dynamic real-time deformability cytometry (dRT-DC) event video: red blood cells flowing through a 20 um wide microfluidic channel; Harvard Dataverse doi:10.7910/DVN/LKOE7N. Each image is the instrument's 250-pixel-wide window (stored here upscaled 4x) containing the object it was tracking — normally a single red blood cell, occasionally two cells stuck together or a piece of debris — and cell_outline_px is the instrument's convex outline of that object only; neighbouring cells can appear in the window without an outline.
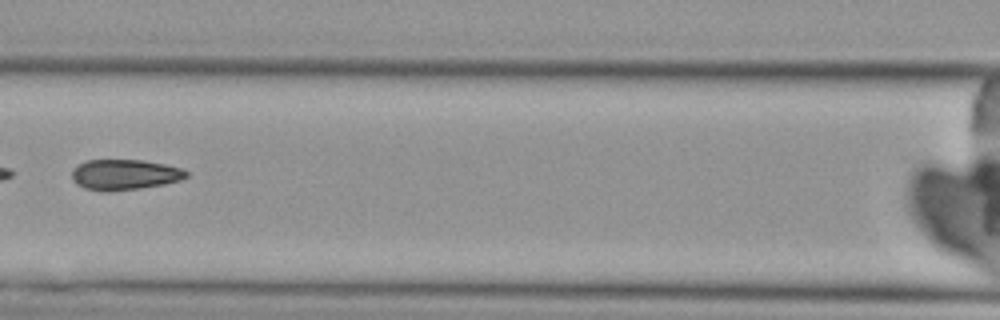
{"species": "Egyptian fruit bat (a non-hibernating species)", "species_latin": "Rousettus aegyptiacus", "temperature_condition": "cold", "stored_images_in_passage": 9, "camera_frame_rate_fps": 3000, "um_per_image_px": 0.085, "animal": {"sex": "female"}, "frame": {"image": 1, "passage_image": 6, "time_ms": 8.333, "image_size_px": [1000, 320], "cell_outline_px": [[188, 176], [180, 180], [164, 184], [140, 188], [104, 192], [84, 188], [76, 184], [72, 180], [72, 168], [76, 164], [88, 160], [144, 160], [184, 168], [188, 172]], "centroid_in_image_um": [10.57, 14.84], "position_along_channel_um": 156.0, "area_um2": 20.58}}
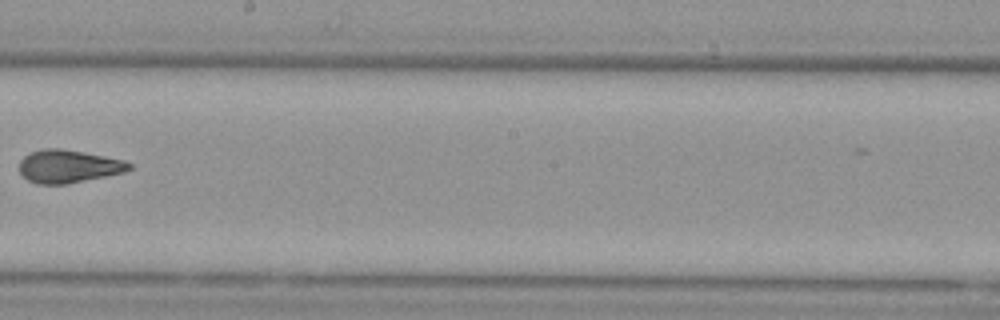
{"frame": {"image": 2, "passage_image": 8, "time_ms": 10.667, "image_size_px": [1000, 320], "cell_outline_px": [[132, 168], [124, 172], [108, 176], [68, 184], [36, 184], [28, 180], [20, 172], [20, 160], [24, 156], [32, 152], [44, 148], [60, 148], [84, 152], [124, 160], [132, 164]], "centroid_in_image_um": [5.83, 14.14], "position_along_channel_um": 242.4, "area_um2": 21.15}}
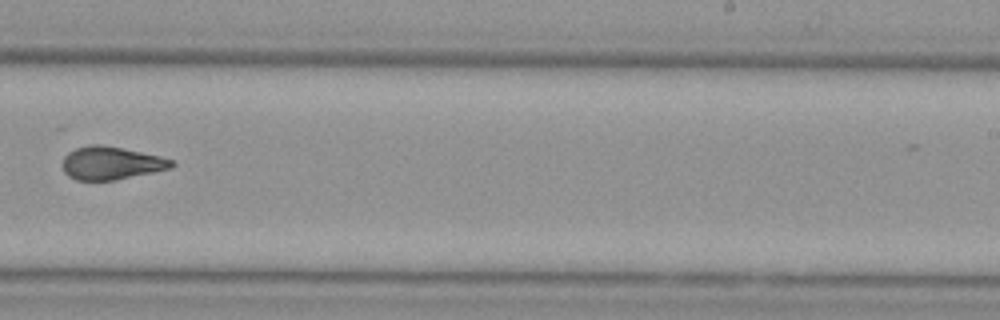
{"frame": {"image": 3, "passage_image": 9, "time_ms": 11.667, "image_size_px": [1000, 320], "cell_outline_px": [[176, 164], [172, 168], [116, 180], [76, 180], [68, 176], [64, 172], [60, 164], [64, 156], [68, 152], [76, 148], [88, 144], [100, 144], [160, 156], [176, 160]], "centroid_in_image_um": [9.43, 13.86], "position_along_channel_um": 279.6, "area_um2": 21.21}}